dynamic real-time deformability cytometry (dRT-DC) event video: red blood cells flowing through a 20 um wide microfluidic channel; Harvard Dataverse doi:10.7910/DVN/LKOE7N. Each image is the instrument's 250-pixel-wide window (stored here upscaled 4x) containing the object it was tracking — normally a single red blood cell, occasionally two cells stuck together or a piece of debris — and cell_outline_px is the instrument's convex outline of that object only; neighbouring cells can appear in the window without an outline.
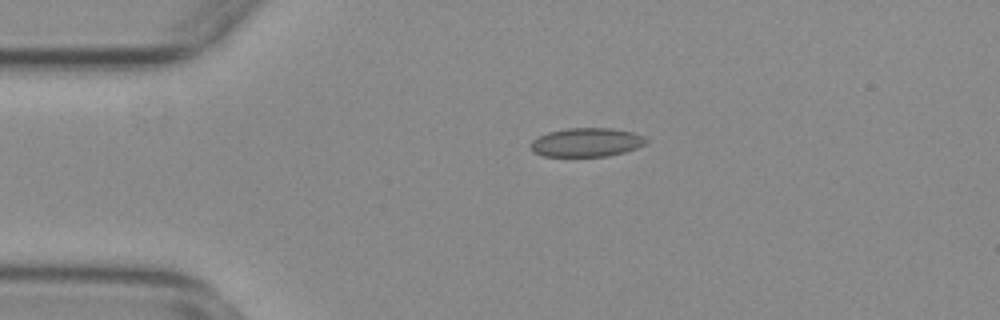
{"species": "common noctule bat (a hibernating species)", "species_latin": "Nyctalus noctula", "temperature_condition": "warm", "stored_images_in_passage": 21, "camera_frame_rate_fps": 3000, "um_per_image_px": 0.085, "animal": {"sex": "female", "body_mass_g": 29.2, "forearm_length_mm": 56.3}, "frame": {"image": 1, "passage_image": 12, "time_ms": 3.667, "image_size_px": [1000, 320], "cell_outline_px": [[648, 140], [644, 144], [636, 148], [624, 152], [608, 156], [544, 156], [532, 152], [528, 144], [532, 140], [548, 132], [568, 128], [612, 128], [632, 132], [644, 136]], "centroid_in_image_um": [49.82, 12.1], "position_along_channel_um": 35.2, "area_um2": 19.42}}
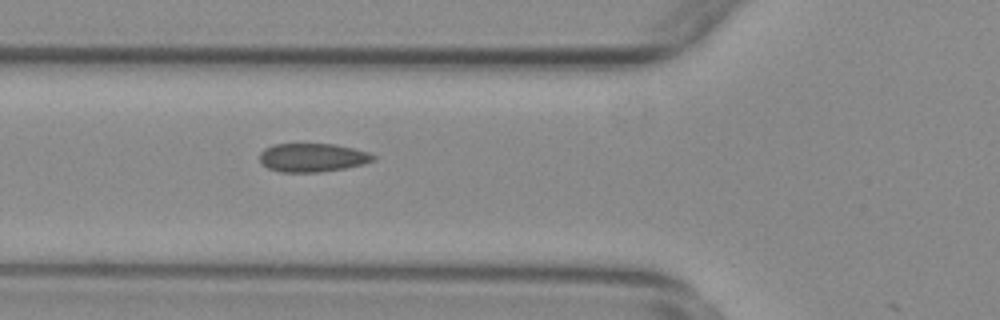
{"frame": {"image": 2, "passage_image": 20, "time_ms": 6.333, "image_size_px": [1000, 320], "cell_outline_px": [[376, 160], [364, 164], [344, 168], [320, 172], [280, 172], [268, 168], [260, 160], [260, 152], [264, 148], [272, 144], [332, 144], [352, 148], [368, 152], [376, 156]], "centroid_in_image_um": [26.56, 13.39], "position_along_channel_um": 99.2, "area_um2": 18.9}}